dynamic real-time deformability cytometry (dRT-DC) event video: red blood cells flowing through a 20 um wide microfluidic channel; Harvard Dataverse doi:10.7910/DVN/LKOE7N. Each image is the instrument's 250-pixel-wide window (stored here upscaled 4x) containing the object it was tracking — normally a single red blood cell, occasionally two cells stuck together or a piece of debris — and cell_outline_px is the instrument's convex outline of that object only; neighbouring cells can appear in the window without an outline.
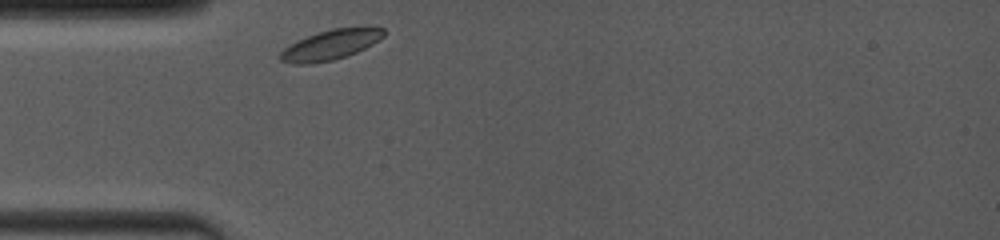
{"species": "common noctule bat (a hibernating species)", "species_latin": "Nyctalus noctula", "temperature_condition": "room temperature", "stored_images_in_passage": 39, "camera_frame_rate_fps": 4000, "um_per_image_px": 0.085, "animal": {"sex": "female", "body_mass_g": 19.0, "forearm_length_mm": 53.3}, "frame": {"image": 1, "passage_image": 1, "time_ms": 0.0, "image_size_px": [1000, 240], "cell_outline_px": [[384, 36], [372, 44], [356, 52], [332, 60], [312, 64], [296, 64], [280, 60], [280, 52], [284, 48], [308, 36], [332, 28], [384, 28]], "centroid_in_image_um": [28.08, 3.83], "position_along_channel_um": 56.9, "area_um2": 17.46}}
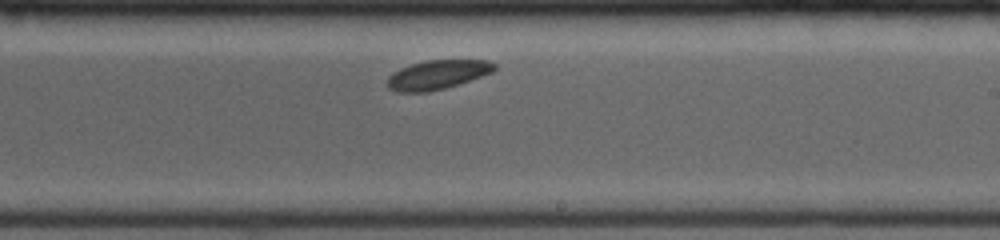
{"frame": {"image": 2, "passage_image": 23, "time_ms": 5.25, "image_size_px": [1000, 240], "cell_outline_px": [[496, 68], [492, 72], [444, 88], [428, 92], [396, 92], [388, 88], [388, 76], [392, 72], [400, 68], [412, 64], [428, 60], [488, 60], [496, 64]], "centroid_in_image_um": [37.14, 6.34], "position_along_channel_um": 251.9, "area_um2": 17.98}}
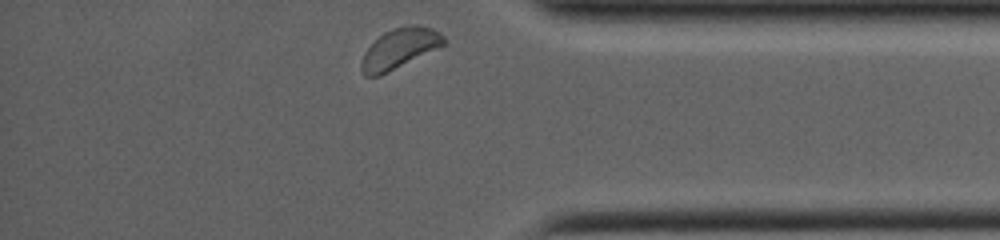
{"frame": {"image": 3, "passage_image": 38, "time_ms": 9.25, "image_size_px": [1000, 240], "cell_outline_px": [[444, 44], [380, 76], [364, 76], [360, 68], [360, 64], [364, 52], [384, 32], [404, 24], [416, 24], [432, 28], [440, 32], [444, 36]], "centroid_in_image_um": [33.93, 4.1], "position_along_channel_um": 401.3, "area_um2": 19.02}, "authors_computed_cell_mechanics": {"area_um2": 18.2648, "velocity_mm_per_s": 3.8216, "shape_relaxation_time_tau1_ms": null, "shape_relaxation_time_tau2_ms": 8.9755, "deformation_change_tau1": null, "deformation_change_tau2": 0.0717}}